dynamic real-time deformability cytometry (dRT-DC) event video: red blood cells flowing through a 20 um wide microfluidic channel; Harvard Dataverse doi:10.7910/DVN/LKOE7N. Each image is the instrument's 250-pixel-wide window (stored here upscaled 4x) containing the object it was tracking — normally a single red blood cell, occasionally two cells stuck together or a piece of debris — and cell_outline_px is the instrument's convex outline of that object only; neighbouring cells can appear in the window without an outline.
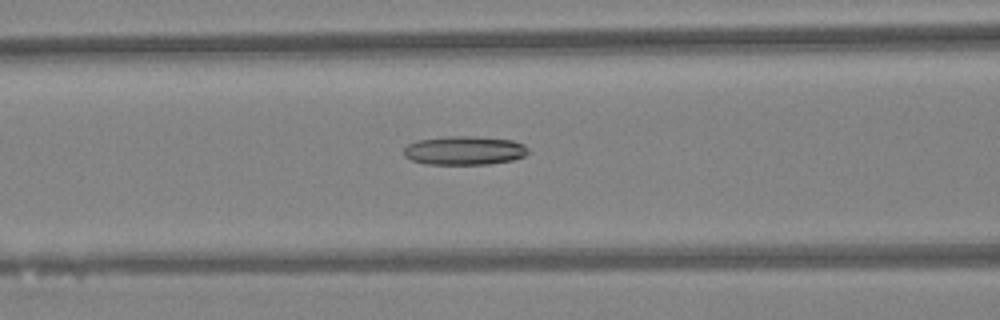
{"species": "Egyptian fruit bat (a non-hibernating species)", "species_latin": "Rousettus aegyptiacus", "temperature_condition": "warm", "stored_images_in_passage": 47, "camera_frame_rate_fps": 3000, "um_per_image_px": 0.085, "animal": {"sex": "female"}, "frame": {"image": 1, "passage_image": 20, "time_ms": 6.333, "image_size_px": [1000, 320], "cell_outline_px": [[528, 152], [524, 156], [512, 160], [488, 164], [424, 164], [412, 160], [404, 156], [404, 148], [408, 144], [416, 140], [444, 136], [476, 136], [512, 140], [524, 144], [528, 148]], "centroid_in_image_um": [39.45, 12.78], "position_along_channel_um": 127.1, "area_um2": 21.04}}
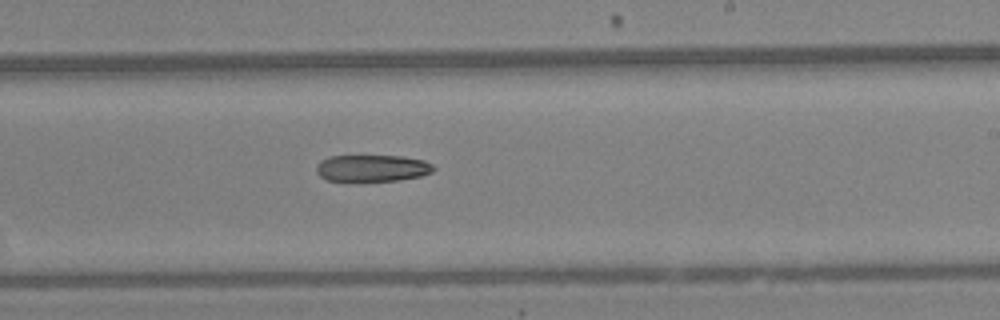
{"frame": {"image": 2, "passage_image": 29, "time_ms": 9.333, "image_size_px": [1000, 320], "cell_outline_px": [[436, 168], [432, 172], [420, 176], [400, 180], [328, 180], [320, 176], [316, 172], [316, 164], [320, 160], [328, 156], [400, 156], [424, 160], [432, 164]], "centroid_in_image_um": [31.63, 14.28], "position_along_channel_um": 257.4, "area_um2": 18.15}}
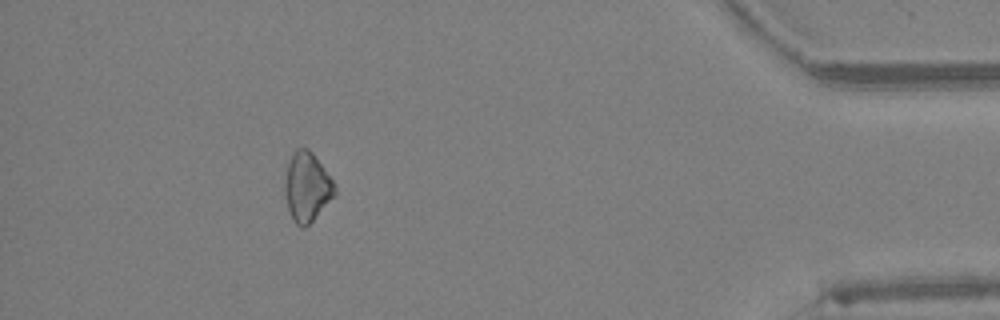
{"frame": {"image": 3, "passage_image": 43, "time_ms": 14.0, "image_size_px": [1000, 320], "cell_outline_px": [[336, 196], [304, 228], [300, 228], [292, 220], [288, 208], [284, 192], [284, 184], [288, 164], [292, 152], [296, 148], [308, 148], [312, 152], [336, 184]], "centroid_in_image_um": [26.1, 15.9], "position_along_channel_um": 409.1, "area_um2": 20.29}}